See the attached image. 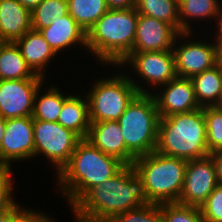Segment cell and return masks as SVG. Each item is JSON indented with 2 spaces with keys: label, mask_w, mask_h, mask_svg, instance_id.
Returning a JSON list of instances; mask_svg holds the SVG:
<instances>
[{
  "label": "cell",
  "mask_w": 222,
  "mask_h": 222,
  "mask_svg": "<svg viewBox=\"0 0 222 222\" xmlns=\"http://www.w3.org/2000/svg\"><path fill=\"white\" fill-rule=\"evenodd\" d=\"M149 203L143 179L133 165H124L104 183L91 187L71 210L80 216L112 220L122 212Z\"/></svg>",
  "instance_id": "obj_1"
},
{
  "label": "cell",
  "mask_w": 222,
  "mask_h": 222,
  "mask_svg": "<svg viewBox=\"0 0 222 222\" xmlns=\"http://www.w3.org/2000/svg\"><path fill=\"white\" fill-rule=\"evenodd\" d=\"M123 166L117 158L106 155L87 139H81L69 162L57 174V184L71 208L91 187L104 183Z\"/></svg>",
  "instance_id": "obj_2"
},
{
  "label": "cell",
  "mask_w": 222,
  "mask_h": 222,
  "mask_svg": "<svg viewBox=\"0 0 222 222\" xmlns=\"http://www.w3.org/2000/svg\"><path fill=\"white\" fill-rule=\"evenodd\" d=\"M137 20L135 8L108 10L87 32L88 52L104 65L120 66L132 52Z\"/></svg>",
  "instance_id": "obj_3"
},
{
  "label": "cell",
  "mask_w": 222,
  "mask_h": 222,
  "mask_svg": "<svg viewBox=\"0 0 222 222\" xmlns=\"http://www.w3.org/2000/svg\"><path fill=\"white\" fill-rule=\"evenodd\" d=\"M206 135L203 107L160 117L155 151L187 161L204 158L210 155Z\"/></svg>",
  "instance_id": "obj_4"
},
{
  "label": "cell",
  "mask_w": 222,
  "mask_h": 222,
  "mask_svg": "<svg viewBox=\"0 0 222 222\" xmlns=\"http://www.w3.org/2000/svg\"><path fill=\"white\" fill-rule=\"evenodd\" d=\"M187 160L156 151L136 157L133 167L143 179L147 198L152 204L178 202L182 193Z\"/></svg>",
  "instance_id": "obj_5"
},
{
  "label": "cell",
  "mask_w": 222,
  "mask_h": 222,
  "mask_svg": "<svg viewBox=\"0 0 222 222\" xmlns=\"http://www.w3.org/2000/svg\"><path fill=\"white\" fill-rule=\"evenodd\" d=\"M159 118L151 93H138L118 118L126 148L135 157L156 150Z\"/></svg>",
  "instance_id": "obj_6"
},
{
  "label": "cell",
  "mask_w": 222,
  "mask_h": 222,
  "mask_svg": "<svg viewBox=\"0 0 222 222\" xmlns=\"http://www.w3.org/2000/svg\"><path fill=\"white\" fill-rule=\"evenodd\" d=\"M129 76V77H128ZM102 79V80H101ZM88 91L89 119L91 122L117 121L138 93H152L139 85L130 75L98 78Z\"/></svg>",
  "instance_id": "obj_7"
},
{
  "label": "cell",
  "mask_w": 222,
  "mask_h": 222,
  "mask_svg": "<svg viewBox=\"0 0 222 222\" xmlns=\"http://www.w3.org/2000/svg\"><path fill=\"white\" fill-rule=\"evenodd\" d=\"M35 156H44L58 174L69 162L81 138L58 122L33 120Z\"/></svg>",
  "instance_id": "obj_8"
},
{
  "label": "cell",
  "mask_w": 222,
  "mask_h": 222,
  "mask_svg": "<svg viewBox=\"0 0 222 222\" xmlns=\"http://www.w3.org/2000/svg\"><path fill=\"white\" fill-rule=\"evenodd\" d=\"M191 34L192 33H180L172 48L177 77L191 78L207 69L212 68L218 62V43L216 35L214 37L215 42L205 43L203 40L202 42L200 40L191 41L190 37L193 36V34ZM181 38L184 41L189 38L190 41L182 42L179 45L176 41L178 42V39Z\"/></svg>",
  "instance_id": "obj_9"
},
{
  "label": "cell",
  "mask_w": 222,
  "mask_h": 222,
  "mask_svg": "<svg viewBox=\"0 0 222 222\" xmlns=\"http://www.w3.org/2000/svg\"><path fill=\"white\" fill-rule=\"evenodd\" d=\"M34 156L33 117L6 119L5 133L0 146V165L11 169V162H22Z\"/></svg>",
  "instance_id": "obj_10"
},
{
  "label": "cell",
  "mask_w": 222,
  "mask_h": 222,
  "mask_svg": "<svg viewBox=\"0 0 222 222\" xmlns=\"http://www.w3.org/2000/svg\"><path fill=\"white\" fill-rule=\"evenodd\" d=\"M218 184L215 165L210 156L188 160L182 193L177 203L201 207Z\"/></svg>",
  "instance_id": "obj_11"
},
{
  "label": "cell",
  "mask_w": 222,
  "mask_h": 222,
  "mask_svg": "<svg viewBox=\"0 0 222 222\" xmlns=\"http://www.w3.org/2000/svg\"><path fill=\"white\" fill-rule=\"evenodd\" d=\"M130 65L138 78L145 80L149 87H159L177 77L175 59L172 50L131 52V54L120 63Z\"/></svg>",
  "instance_id": "obj_12"
},
{
  "label": "cell",
  "mask_w": 222,
  "mask_h": 222,
  "mask_svg": "<svg viewBox=\"0 0 222 222\" xmlns=\"http://www.w3.org/2000/svg\"><path fill=\"white\" fill-rule=\"evenodd\" d=\"M44 78L0 80V115L4 119L32 116L34 97Z\"/></svg>",
  "instance_id": "obj_13"
},
{
  "label": "cell",
  "mask_w": 222,
  "mask_h": 222,
  "mask_svg": "<svg viewBox=\"0 0 222 222\" xmlns=\"http://www.w3.org/2000/svg\"><path fill=\"white\" fill-rule=\"evenodd\" d=\"M161 87L164 89H161L160 93H151L159 117H167L175 113H187L201 108L190 78L176 77Z\"/></svg>",
  "instance_id": "obj_14"
},
{
  "label": "cell",
  "mask_w": 222,
  "mask_h": 222,
  "mask_svg": "<svg viewBox=\"0 0 222 222\" xmlns=\"http://www.w3.org/2000/svg\"><path fill=\"white\" fill-rule=\"evenodd\" d=\"M180 33L170 24L138 14L132 52L172 50Z\"/></svg>",
  "instance_id": "obj_15"
},
{
  "label": "cell",
  "mask_w": 222,
  "mask_h": 222,
  "mask_svg": "<svg viewBox=\"0 0 222 222\" xmlns=\"http://www.w3.org/2000/svg\"><path fill=\"white\" fill-rule=\"evenodd\" d=\"M106 155L113 156L124 165H133L136 157L126 148L117 121L91 122L86 138Z\"/></svg>",
  "instance_id": "obj_16"
},
{
  "label": "cell",
  "mask_w": 222,
  "mask_h": 222,
  "mask_svg": "<svg viewBox=\"0 0 222 222\" xmlns=\"http://www.w3.org/2000/svg\"><path fill=\"white\" fill-rule=\"evenodd\" d=\"M39 32L56 54L76 43L88 51L87 33L69 13L58 19H52L51 24L47 28L40 29Z\"/></svg>",
  "instance_id": "obj_17"
},
{
  "label": "cell",
  "mask_w": 222,
  "mask_h": 222,
  "mask_svg": "<svg viewBox=\"0 0 222 222\" xmlns=\"http://www.w3.org/2000/svg\"><path fill=\"white\" fill-rule=\"evenodd\" d=\"M32 29L31 10L18 0H0V38L15 43Z\"/></svg>",
  "instance_id": "obj_18"
},
{
  "label": "cell",
  "mask_w": 222,
  "mask_h": 222,
  "mask_svg": "<svg viewBox=\"0 0 222 222\" xmlns=\"http://www.w3.org/2000/svg\"><path fill=\"white\" fill-rule=\"evenodd\" d=\"M15 43L32 71L36 75L46 78L44 69H47L48 64L51 62L50 60L54 59L56 53L41 33L31 29Z\"/></svg>",
  "instance_id": "obj_19"
},
{
  "label": "cell",
  "mask_w": 222,
  "mask_h": 222,
  "mask_svg": "<svg viewBox=\"0 0 222 222\" xmlns=\"http://www.w3.org/2000/svg\"><path fill=\"white\" fill-rule=\"evenodd\" d=\"M78 95L70 94L64 101L57 122L81 139H86L90 130L88 101L84 95Z\"/></svg>",
  "instance_id": "obj_20"
},
{
  "label": "cell",
  "mask_w": 222,
  "mask_h": 222,
  "mask_svg": "<svg viewBox=\"0 0 222 222\" xmlns=\"http://www.w3.org/2000/svg\"><path fill=\"white\" fill-rule=\"evenodd\" d=\"M220 0H178L180 33H192L189 19H215L219 30L222 22V7Z\"/></svg>",
  "instance_id": "obj_21"
},
{
  "label": "cell",
  "mask_w": 222,
  "mask_h": 222,
  "mask_svg": "<svg viewBox=\"0 0 222 222\" xmlns=\"http://www.w3.org/2000/svg\"><path fill=\"white\" fill-rule=\"evenodd\" d=\"M190 79L201 107L219 106L222 103V71L218 63Z\"/></svg>",
  "instance_id": "obj_22"
},
{
  "label": "cell",
  "mask_w": 222,
  "mask_h": 222,
  "mask_svg": "<svg viewBox=\"0 0 222 222\" xmlns=\"http://www.w3.org/2000/svg\"><path fill=\"white\" fill-rule=\"evenodd\" d=\"M43 78L25 61L16 43L5 42L0 48V80Z\"/></svg>",
  "instance_id": "obj_23"
},
{
  "label": "cell",
  "mask_w": 222,
  "mask_h": 222,
  "mask_svg": "<svg viewBox=\"0 0 222 222\" xmlns=\"http://www.w3.org/2000/svg\"><path fill=\"white\" fill-rule=\"evenodd\" d=\"M54 86L49 87L42 95L40 89L43 84L36 91L32 112L33 120L57 122L63 103L70 94L64 95L58 87ZM39 95L41 96L38 97Z\"/></svg>",
  "instance_id": "obj_24"
},
{
  "label": "cell",
  "mask_w": 222,
  "mask_h": 222,
  "mask_svg": "<svg viewBox=\"0 0 222 222\" xmlns=\"http://www.w3.org/2000/svg\"><path fill=\"white\" fill-rule=\"evenodd\" d=\"M135 9L138 14L172 25L180 33L178 0H137Z\"/></svg>",
  "instance_id": "obj_25"
},
{
  "label": "cell",
  "mask_w": 222,
  "mask_h": 222,
  "mask_svg": "<svg viewBox=\"0 0 222 222\" xmlns=\"http://www.w3.org/2000/svg\"><path fill=\"white\" fill-rule=\"evenodd\" d=\"M68 13L86 33L108 11L106 0H67Z\"/></svg>",
  "instance_id": "obj_26"
},
{
  "label": "cell",
  "mask_w": 222,
  "mask_h": 222,
  "mask_svg": "<svg viewBox=\"0 0 222 222\" xmlns=\"http://www.w3.org/2000/svg\"><path fill=\"white\" fill-rule=\"evenodd\" d=\"M68 14L67 0H43L31 10L32 30L47 28L52 19H58Z\"/></svg>",
  "instance_id": "obj_27"
},
{
  "label": "cell",
  "mask_w": 222,
  "mask_h": 222,
  "mask_svg": "<svg viewBox=\"0 0 222 222\" xmlns=\"http://www.w3.org/2000/svg\"><path fill=\"white\" fill-rule=\"evenodd\" d=\"M206 122V143L209 153L222 149V109L219 106L203 107Z\"/></svg>",
  "instance_id": "obj_28"
},
{
  "label": "cell",
  "mask_w": 222,
  "mask_h": 222,
  "mask_svg": "<svg viewBox=\"0 0 222 222\" xmlns=\"http://www.w3.org/2000/svg\"><path fill=\"white\" fill-rule=\"evenodd\" d=\"M163 222H204L200 207L177 202L161 204Z\"/></svg>",
  "instance_id": "obj_29"
},
{
  "label": "cell",
  "mask_w": 222,
  "mask_h": 222,
  "mask_svg": "<svg viewBox=\"0 0 222 222\" xmlns=\"http://www.w3.org/2000/svg\"><path fill=\"white\" fill-rule=\"evenodd\" d=\"M113 222H163L161 204H144L116 215Z\"/></svg>",
  "instance_id": "obj_30"
},
{
  "label": "cell",
  "mask_w": 222,
  "mask_h": 222,
  "mask_svg": "<svg viewBox=\"0 0 222 222\" xmlns=\"http://www.w3.org/2000/svg\"><path fill=\"white\" fill-rule=\"evenodd\" d=\"M204 222H222V184H218L200 207Z\"/></svg>",
  "instance_id": "obj_31"
},
{
  "label": "cell",
  "mask_w": 222,
  "mask_h": 222,
  "mask_svg": "<svg viewBox=\"0 0 222 222\" xmlns=\"http://www.w3.org/2000/svg\"><path fill=\"white\" fill-rule=\"evenodd\" d=\"M12 170L0 165V213L11 209L16 203L12 197L14 184Z\"/></svg>",
  "instance_id": "obj_32"
},
{
  "label": "cell",
  "mask_w": 222,
  "mask_h": 222,
  "mask_svg": "<svg viewBox=\"0 0 222 222\" xmlns=\"http://www.w3.org/2000/svg\"><path fill=\"white\" fill-rule=\"evenodd\" d=\"M14 222H54L53 218L44 212H38L34 209H24L15 219Z\"/></svg>",
  "instance_id": "obj_33"
},
{
  "label": "cell",
  "mask_w": 222,
  "mask_h": 222,
  "mask_svg": "<svg viewBox=\"0 0 222 222\" xmlns=\"http://www.w3.org/2000/svg\"><path fill=\"white\" fill-rule=\"evenodd\" d=\"M137 0H106L108 10H128L136 7Z\"/></svg>",
  "instance_id": "obj_34"
},
{
  "label": "cell",
  "mask_w": 222,
  "mask_h": 222,
  "mask_svg": "<svg viewBox=\"0 0 222 222\" xmlns=\"http://www.w3.org/2000/svg\"><path fill=\"white\" fill-rule=\"evenodd\" d=\"M25 208L15 204L11 209L0 213V222H14V219L24 210Z\"/></svg>",
  "instance_id": "obj_35"
},
{
  "label": "cell",
  "mask_w": 222,
  "mask_h": 222,
  "mask_svg": "<svg viewBox=\"0 0 222 222\" xmlns=\"http://www.w3.org/2000/svg\"><path fill=\"white\" fill-rule=\"evenodd\" d=\"M209 156L213 159L218 183L222 184V149L211 152Z\"/></svg>",
  "instance_id": "obj_36"
},
{
  "label": "cell",
  "mask_w": 222,
  "mask_h": 222,
  "mask_svg": "<svg viewBox=\"0 0 222 222\" xmlns=\"http://www.w3.org/2000/svg\"><path fill=\"white\" fill-rule=\"evenodd\" d=\"M73 213L75 215L74 218L77 220L76 222H113L112 220H107V219H94L90 217L80 216L74 211L72 212V214Z\"/></svg>",
  "instance_id": "obj_37"
},
{
  "label": "cell",
  "mask_w": 222,
  "mask_h": 222,
  "mask_svg": "<svg viewBox=\"0 0 222 222\" xmlns=\"http://www.w3.org/2000/svg\"><path fill=\"white\" fill-rule=\"evenodd\" d=\"M24 7L29 10H33L36 6H38L43 0H18Z\"/></svg>",
  "instance_id": "obj_38"
},
{
  "label": "cell",
  "mask_w": 222,
  "mask_h": 222,
  "mask_svg": "<svg viewBox=\"0 0 222 222\" xmlns=\"http://www.w3.org/2000/svg\"><path fill=\"white\" fill-rule=\"evenodd\" d=\"M216 40L218 43V64H222V34L217 31Z\"/></svg>",
  "instance_id": "obj_39"
},
{
  "label": "cell",
  "mask_w": 222,
  "mask_h": 222,
  "mask_svg": "<svg viewBox=\"0 0 222 222\" xmlns=\"http://www.w3.org/2000/svg\"><path fill=\"white\" fill-rule=\"evenodd\" d=\"M5 126H6V119H4L1 115H0V146L2 144V139L5 133Z\"/></svg>",
  "instance_id": "obj_40"
},
{
  "label": "cell",
  "mask_w": 222,
  "mask_h": 222,
  "mask_svg": "<svg viewBox=\"0 0 222 222\" xmlns=\"http://www.w3.org/2000/svg\"><path fill=\"white\" fill-rule=\"evenodd\" d=\"M5 42L0 38V48Z\"/></svg>",
  "instance_id": "obj_41"
},
{
  "label": "cell",
  "mask_w": 222,
  "mask_h": 222,
  "mask_svg": "<svg viewBox=\"0 0 222 222\" xmlns=\"http://www.w3.org/2000/svg\"><path fill=\"white\" fill-rule=\"evenodd\" d=\"M218 31L222 34V22H221V26Z\"/></svg>",
  "instance_id": "obj_42"
}]
</instances>
